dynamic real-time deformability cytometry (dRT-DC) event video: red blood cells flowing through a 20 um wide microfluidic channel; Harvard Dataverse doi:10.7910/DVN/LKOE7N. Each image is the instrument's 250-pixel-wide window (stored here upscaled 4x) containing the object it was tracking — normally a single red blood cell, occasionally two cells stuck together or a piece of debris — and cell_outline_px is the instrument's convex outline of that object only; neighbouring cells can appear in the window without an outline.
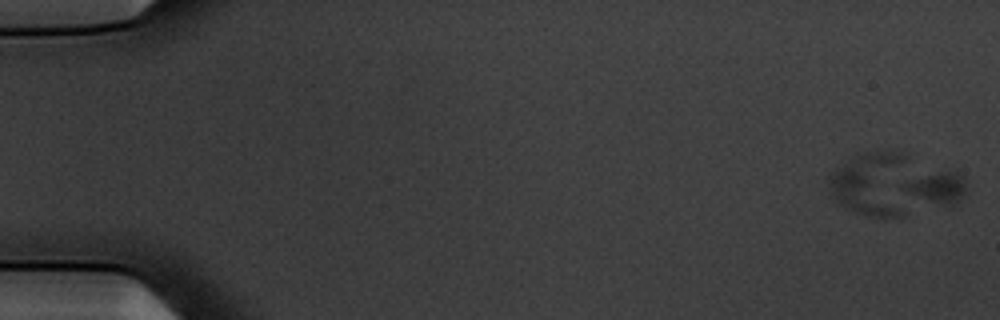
{"species": "common noctule bat (a hibernating species)", "species_latin": "Nyctalus noctula", "temperature_condition": "warm", "stored_images_in_passage": 4, "segment_of_instrument_passage": [2, 2], "camera_frame_rate_fps": 3000, "um_per_image_px": 0.085, "animal": {"sex": "male", "body_mass_g": 20.1, "forearm_length_mm": 53.5}, "frame": {"image": 1, "passage_image": 4, "time_ms": 1.0, "image_size_px": [1000, 320], "cell_outline_px": [[968, 192], [952, 208], [908, 192], [900, 188], [900, 184], [904, 180], [912, 176], [956, 168], [964, 176]], "centroid_in_image_um": [79.74, 15.86], "position_along_channel_um": 5.3, "area_um2": 12.2}}